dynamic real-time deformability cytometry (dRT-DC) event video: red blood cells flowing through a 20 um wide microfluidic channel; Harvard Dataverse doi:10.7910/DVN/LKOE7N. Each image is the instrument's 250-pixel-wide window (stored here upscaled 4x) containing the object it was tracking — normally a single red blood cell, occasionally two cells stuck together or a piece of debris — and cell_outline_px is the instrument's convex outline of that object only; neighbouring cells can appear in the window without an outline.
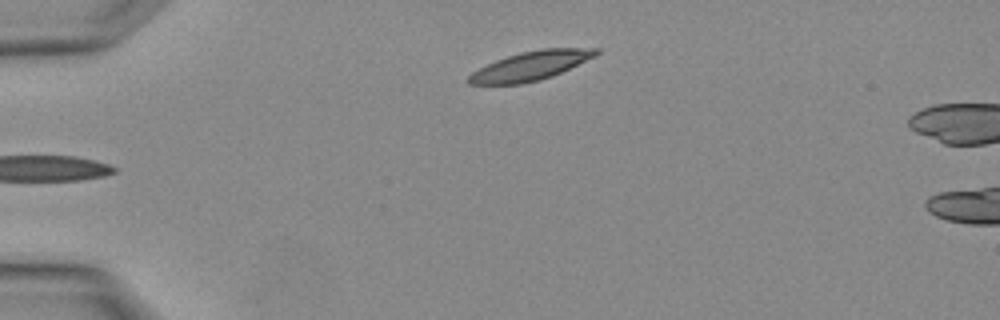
{"species": "Egyptian fruit bat (a non-hibernating species)", "species_latin": "Rousettus aegyptiacus", "temperature_condition": "warm", "stored_images_in_passage": 4, "camera_frame_rate_fps": 3000, "um_per_image_px": 0.085, "animal": {"sex": "female"}, "frame": {"image": 1, "passage_image": 3, "time_ms": 0.667, "image_size_px": [1000, 320], "cell_outline_px": [[600, 52], [596, 56], [552, 76], [540, 80], [520, 84], [468, 84], [464, 80], [472, 72], [496, 60], [520, 52], [540, 48], [600, 48]], "centroid_in_image_um": [45.1, 5.59], "position_along_channel_um": 39.9, "area_um2": 21.5}}